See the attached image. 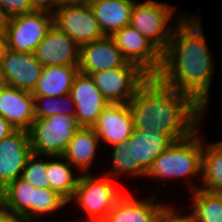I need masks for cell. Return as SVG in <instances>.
Returning <instances> with one entry per match:
<instances>
[{"mask_svg": "<svg viewBox=\"0 0 222 222\" xmlns=\"http://www.w3.org/2000/svg\"><path fill=\"white\" fill-rule=\"evenodd\" d=\"M125 192L117 180L103 172L81 173L68 205L76 204V209L84 213L80 222H103Z\"/></svg>", "mask_w": 222, "mask_h": 222, "instance_id": "obj_4", "label": "cell"}, {"mask_svg": "<svg viewBox=\"0 0 222 222\" xmlns=\"http://www.w3.org/2000/svg\"><path fill=\"white\" fill-rule=\"evenodd\" d=\"M128 61L111 36L80 46L79 71L90 75L102 70L124 66Z\"/></svg>", "mask_w": 222, "mask_h": 222, "instance_id": "obj_18", "label": "cell"}, {"mask_svg": "<svg viewBox=\"0 0 222 222\" xmlns=\"http://www.w3.org/2000/svg\"><path fill=\"white\" fill-rule=\"evenodd\" d=\"M0 116L15 129L28 131L35 120L34 96L29 91L5 85L0 90Z\"/></svg>", "mask_w": 222, "mask_h": 222, "instance_id": "obj_19", "label": "cell"}, {"mask_svg": "<svg viewBox=\"0 0 222 222\" xmlns=\"http://www.w3.org/2000/svg\"><path fill=\"white\" fill-rule=\"evenodd\" d=\"M80 175L81 173L62 155H48V186L67 202L74 195Z\"/></svg>", "mask_w": 222, "mask_h": 222, "instance_id": "obj_24", "label": "cell"}, {"mask_svg": "<svg viewBox=\"0 0 222 222\" xmlns=\"http://www.w3.org/2000/svg\"><path fill=\"white\" fill-rule=\"evenodd\" d=\"M16 129L2 116H0V141L13 133Z\"/></svg>", "mask_w": 222, "mask_h": 222, "instance_id": "obj_35", "label": "cell"}, {"mask_svg": "<svg viewBox=\"0 0 222 222\" xmlns=\"http://www.w3.org/2000/svg\"><path fill=\"white\" fill-rule=\"evenodd\" d=\"M134 129L168 134L174 141L195 132L208 113L191 97L149 76L128 103Z\"/></svg>", "mask_w": 222, "mask_h": 222, "instance_id": "obj_2", "label": "cell"}, {"mask_svg": "<svg viewBox=\"0 0 222 222\" xmlns=\"http://www.w3.org/2000/svg\"><path fill=\"white\" fill-rule=\"evenodd\" d=\"M174 204L170 201V203L158 213L154 222H192L190 212L184 213L185 211L183 210L185 209L182 208L183 205L181 203L179 204V207L181 206L180 208L177 207L178 204Z\"/></svg>", "mask_w": 222, "mask_h": 222, "instance_id": "obj_31", "label": "cell"}, {"mask_svg": "<svg viewBox=\"0 0 222 222\" xmlns=\"http://www.w3.org/2000/svg\"><path fill=\"white\" fill-rule=\"evenodd\" d=\"M34 54L43 67L49 65L78 66L80 46L53 24Z\"/></svg>", "mask_w": 222, "mask_h": 222, "instance_id": "obj_17", "label": "cell"}, {"mask_svg": "<svg viewBox=\"0 0 222 222\" xmlns=\"http://www.w3.org/2000/svg\"><path fill=\"white\" fill-rule=\"evenodd\" d=\"M37 188L17 178L0 191V205L6 210L34 222V197Z\"/></svg>", "mask_w": 222, "mask_h": 222, "instance_id": "obj_23", "label": "cell"}, {"mask_svg": "<svg viewBox=\"0 0 222 222\" xmlns=\"http://www.w3.org/2000/svg\"><path fill=\"white\" fill-rule=\"evenodd\" d=\"M103 149L99 137L92 128L81 127L74 133L62 156L80 173H93V163H97ZM99 152V153H98Z\"/></svg>", "mask_w": 222, "mask_h": 222, "instance_id": "obj_20", "label": "cell"}, {"mask_svg": "<svg viewBox=\"0 0 222 222\" xmlns=\"http://www.w3.org/2000/svg\"><path fill=\"white\" fill-rule=\"evenodd\" d=\"M53 24L54 15L45 11L7 18L1 26L4 46L14 51L34 53Z\"/></svg>", "mask_w": 222, "mask_h": 222, "instance_id": "obj_7", "label": "cell"}, {"mask_svg": "<svg viewBox=\"0 0 222 222\" xmlns=\"http://www.w3.org/2000/svg\"><path fill=\"white\" fill-rule=\"evenodd\" d=\"M35 119L52 115H75V104L69 94L58 97H34Z\"/></svg>", "mask_w": 222, "mask_h": 222, "instance_id": "obj_29", "label": "cell"}, {"mask_svg": "<svg viewBox=\"0 0 222 222\" xmlns=\"http://www.w3.org/2000/svg\"><path fill=\"white\" fill-rule=\"evenodd\" d=\"M192 222H222V193L198 188L188 192Z\"/></svg>", "mask_w": 222, "mask_h": 222, "instance_id": "obj_26", "label": "cell"}, {"mask_svg": "<svg viewBox=\"0 0 222 222\" xmlns=\"http://www.w3.org/2000/svg\"><path fill=\"white\" fill-rule=\"evenodd\" d=\"M5 86L4 80H3V76L0 72V90Z\"/></svg>", "mask_w": 222, "mask_h": 222, "instance_id": "obj_38", "label": "cell"}, {"mask_svg": "<svg viewBox=\"0 0 222 222\" xmlns=\"http://www.w3.org/2000/svg\"><path fill=\"white\" fill-rule=\"evenodd\" d=\"M200 13L186 14L175 26L157 77L191 97L207 113L216 61L209 49Z\"/></svg>", "mask_w": 222, "mask_h": 222, "instance_id": "obj_1", "label": "cell"}, {"mask_svg": "<svg viewBox=\"0 0 222 222\" xmlns=\"http://www.w3.org/2000/svg\"><path fill=\"white\" fill-rule=\"evenodd\" d=\"M53 15L54 25L79 46L105 37L87 1L60 5Z\"/></svg>", "mask_w": 222, "mask_h": 222, "instance_id": "obj_9", "label": "cell"}, {"mask_svg": "<svg viewBox=\"0 0 222 222\" xmlns=\"http://www.w3.org/2000/svg\"><path fill=\"white\" fill-rule=\"evenodd\" d=\"M201 130L202 127L200 126L191 135L175 141L154 160L152 167L146 174L147 180L158 182L156 183V189L152 190L151 193H160L161 196V187L159 185L166 182L167 184L169 182L173 183L175 180L176 182L177 180H185L186 182L184 181L183 183H185L186 187L189 184L187 188L189 192L199 188L205 138L199 132Z\"/></svg>", "mask_w": 222, "mask_h": 222, "instance_id": "obj_3", "label": "cell"}, {"mask_svg": "<svg viewBox=\"0 0 222 222\" xmlns=\"http://www.w3.org/2000/svg\"><path fill=\"white\" fill-rule=\"evenodd\" d=\"M31 154L27 130L16 129L0 141V191L21 177L22 170Z\"/></svg>", "mask_w": 222, "mask_h": 222, "instance_id": "obj_13", "label": "cell"}, {"mask_svg": "<svg viewBox=\"0 0 222 222\" xmlns=\"http://www.w3.org/2000/svg\"><path fill=\"white\" fill-rule=\"evenodd\" d=\"M68 202L50 188H37L34 197V222L46 219L47 216H57L56 213L65 208L68 210ZM49 214V215H48ZM45 216V217H43ZM36 219V220H35Z\"/></svg>", "mask_w": 222, "mask_h": 222, "instance_id": "obj_28", "label": "cell"}, {"mask_svg": "<svg viewBox=\"0 0 222 222\" xmlns=\"http://www.w3.org/2000/svg\"><path fill=\"white\" fill-rule=\"evenodd\" d=\"M124 58L136 64L148 76H157L162 68V53L131 25L112 36Z\"/></svg>", "mask_w": 222, "mask_h": 222, "instance_id": "obj_10", "label": "cell"}, {"mask_svg": "<svg viewBox=\"0 0 222 222\" xmlns=\"http://www.w3.org/2000/svg\"><path fill=\"white\" fill-rule=\"evenodd\" d=\"M43 68L34 53L14 51L3 45L0 53V72L5 85L32 92Z\"/></svg>", "mask_w": 222, "mask_h": 222, "instance_id": "obj_11", "label": "cell"}, {"mask_svg": "<svg viewBox=\"0 0 222 222\" xmlns=\"http://www.w3.org/2000/svg\"><path fill=\"white\" fill-rule=\"evenodd\" d=\"M47 167L48 155L32 153L26 161L20 178L30 183L35 188H49Z\"/></svg>", "mask_w": 222, "mask_h": 222, "instance_id": "obj_30", "label": "cell"}, {"mask_svg": "<svg viewBox=\"0 0 222 222\" xmlns=\"http://www.w3.org/2000/svg\"><path fill=\"white\" fill-rule=\"evenodd\" d=\"M90 75L109 104H128L139 86L149 77L136 64L130 62L122 67L102 70Z\"/></svg>", "mask_w": 222, "mask_h": 222, "instance_id": "obj_8", "label": "cell"}, {"mask_svg": "<svg viewBox=\"0 0 222 222\" xmlns=\"http://www.w3.org/2000/svg\"><path fill=\"white\" fill-rule=\"evenodd\" d=\"M3 22H4V18H3L2 12L0 10V27L2 26Z\"/></svg>", "mask_w": 222, "mask_h": 222, "instance_id": "obj_39", "label": "cell"}, {"mask_svg": "<svg viewBox=\"0 0 222 222\" xmlns=\"http://www.w3.org/2000/svg\"><path fill=\"white\" fill-rule=\"evenodd\" d=\"M0 10L4 20L16 15L31 13L30 0H0Z\"/></svg>", "mask_w": 222, "mask_h": 222, "instance_id": "obj_32", "label": "cell"}, {"mask_svg": "<svg viewBox=\"0 0 222 222\" xmlns=\"http://www.w3.org/2000/svg\"><path fill=\"white\" fill-rule=\"evenodd\" d=\"M80 128L75 115L56 114L35 119L28 130L32 153L62 155Z\"/></svg>", "mask_w": 222, "mask_h": 222, "instance_id": "obj_6", "label": "cell"}, {"mask_svg": "<svg viewBox=\"0 0 222 222\" xmlns=\"http://www.w3.org/2000/svg\"><path fill=\"white\" fill-rule=\"evenodd\" d=\"M69 95L75 104V116L81 127L92 128L103 109L109 105L91 75L80 71L74 79Z\"/></svg>", "mask_w": 222, "mask_h": 222, "instance_id": "obj_14", "label": "cell"}, {"mask_svg": "<svg viewBox=\"0 0 222 222\" xmlns=\"http://www.w3.org/2000/svg\"><path fill=\"white\" fill-rule=\"evenodd\" d=\"M0 222H28L23 216L6 210L0 205Z\"/></svg>", "mask_w": 222, "mask_h": 222, "instance_id": "obj_34", "label": "cell"}, {"mask_svg": "<svg viewBox=\"0 0 222 222\" xmlns=\"http://www.w3.org/2000/svg\"><path fill=\"white\" fill-rule=\"evenodd\" d=\"M171 4L168 1L137 0L131 13L130 25L145 36L162 54L169 45L175 26L187 14L181 10L178 12L175 10L177 7Z\"/></svg>", "mask_w": 222, "mask_h": 222, "instance_id": "obj_5", "label": "cell"}, {"mask_svg": "<svg viewBox=\"0 0 222 222\" xmlns=\"http://www.w3.org/2000/svg\"><path fill=\"white\" fill-rule=\"evenodd\" d=\"M137 0H94L87 1L93 10L105 36L130 25L131 13Z\"/></svg>", "mask_w": 222, "mask_h": 222, "instance_id": "obj_21", "label": "cell"}, {"mask_svg": "<svg viewBox=\"0 0 222 222\" xmlns=\"http://www.w3.org/2000/svg\"><path fill=\"white\" fill-rule=\"evenodd\" d=\"M4 43H3V31L2 28L0 27V53H1V49L3 47Z\"/></svg>", "mask_w": 222, "mask_h": 222, "instance_id": "obj_37", "label": "cell"}, {"mask_svg": "<svg viewBox=\"0 0 222 222\" xmlns=\"http://www.w3.org/2000/svg\"><path fill=\"white\" fill-rule=\"evenodd\" d=\"M174 142L168 134L149 129H133L128 139L133 156V178L146 177L154 160Z\"/></svg>", "mask_w": 222, "mask_h": 222, "instance_id": "obj_12", "label": "cell"}, {"mask_svg": "<svg viewBox=\"0 0 222 222\" xmlns=\"http://www.w3.org/2000/svg\"><path fill=\"white\" fill-rule=\"evenodd\" d=\"M111 155L108 159H111L110 167L103 171L104 174H107L119 180L121 178H131L133 179V156L129 150L128 140L119 144H113L109 146ZM113 149V150H112ZM119 177V178H118Z\"/></svg>", "mask_w": 222, "mask_h": 222, "instance_id": "obj_27", "label": "cell"}, {"mask_svg": "<svg viewBox=\"0 0 222 222\" xmlns=\"http://www.w3.org/2000/svg\"><path fill=\"white\" fill-rule=\"evenodd\" d=\"M32 9L34 11H45L54 14L59 7L56 0H30Z\"/></svg>", "mask_w": 222, "mask_h": 222, "instance_id": "obj_33", "label": "cell"}, {"mask_svg": "<svg viewBox=\"0 0 222 222\" xmlns=\"http://www.w3.org/2000/svg\"><path fill=\"white\" fill-rule=\"evenodd\" d=\"M78 72V66H46L43 68L41 77L31 93L34 97H58L69 94Z\"/></svg>", "mask_w": 222, "mask_h": 222, "instance_id": "obj_22", "label": "cell"}, {"mask_svg": "<svg viewBox=\"0 0 222 222\" xmlns=\"http://www.w3.org/2000/svg\"><path fill=\"white\" fill-rule=\"evenodd\" d=\"M132 194L126 190L103 222H154L158 213L170 202L160 201L155 193H151L149 198Z\"/></svg>", "mask_w": 222, "mask_h": 222, "instance_id": "obj_16", "label": "cell"}, {"mask_svg": "<svg viewBox=\"0 0 222 222\" xmlns=\"http://www.w3.org/2000/svg\"><path fill=\"white\" fill-rule=\"evenodd\" d=\"M92 129L99 137L101 145H104L103 149L127 141L134 129L133 115L128 104L113 103L107 105L98 116Z\"/></svg>", "mask_w": 222, "mask_h": 222, "instance_id": "obj_15", "label": "cell"}, {"mask_svg": "<svg viewBox=\"0 0 222 222\" xmlns=\"http://www.w3.org/2000/svg\"><path fill=\"white\" fill-rule=\"evenodd\" d=\"M205 141L199 188L208 192L222 193V139L210 143Z\"/></svg>", "mask_w": 222, "mask_h": 222, "instance_id": "obj_25", "label": "cell"}, {"mask_svg": "<svg viewBox=\"0 0 222 222\" xmlns=\"http://www.w3.org/2000/svg\"><path fill=\"white\" fill-rule=\"evenodd\" d=\"M87 0H56V3L58 6L64 5V4H72V3H81L85 2Z\"/></svg>", "mask_w": 222, "mask_h": 222, "instance_id": "obj_36", "label": "cell"}]
</instances>
